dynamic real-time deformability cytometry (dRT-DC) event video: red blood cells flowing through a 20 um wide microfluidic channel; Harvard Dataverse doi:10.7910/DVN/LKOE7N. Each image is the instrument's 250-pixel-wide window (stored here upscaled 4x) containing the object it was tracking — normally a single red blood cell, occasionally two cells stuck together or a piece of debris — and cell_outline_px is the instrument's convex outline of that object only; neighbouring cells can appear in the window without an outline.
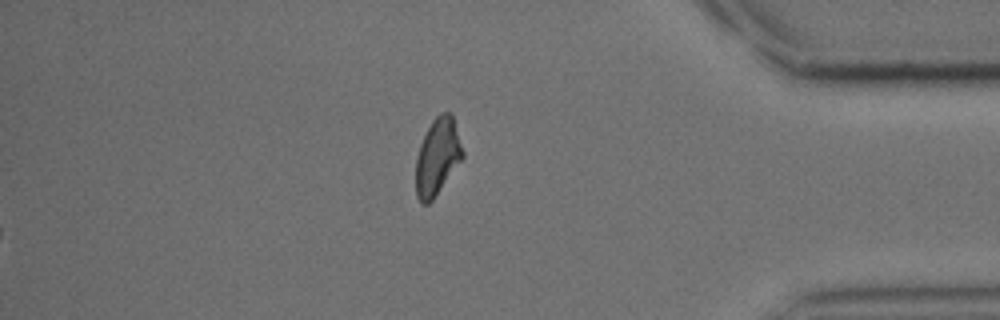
{"species": "common noctule bat (a hibernating species)", "species_latin": "Nyctalus noctula", "temperature_condition": "cold", "stored_images_in_passage": 35, "segment_of_instrument_passage": [2, 2], "camera_frame_rate_fps": 3000, "um_per_image_px": 0.085, "animal": {"sex": "male", "body_mass_g": 15.6}, "frame": {"image": 1, "passage_image": 35, "time_ms": 11.333, "image_size_px": [1000, 320], "cell_outline_px": [[464, 156], [432, 200], [428, 204], [420, 204], [416, 196], [416, 156], [420, 144], [432, 120], [440, 112], [452, 112], [464, 152]], "centroid_in_image_um": [37.18, 13.3], "position_along_channel_um": 398.0, "area_um2": 20.92}}